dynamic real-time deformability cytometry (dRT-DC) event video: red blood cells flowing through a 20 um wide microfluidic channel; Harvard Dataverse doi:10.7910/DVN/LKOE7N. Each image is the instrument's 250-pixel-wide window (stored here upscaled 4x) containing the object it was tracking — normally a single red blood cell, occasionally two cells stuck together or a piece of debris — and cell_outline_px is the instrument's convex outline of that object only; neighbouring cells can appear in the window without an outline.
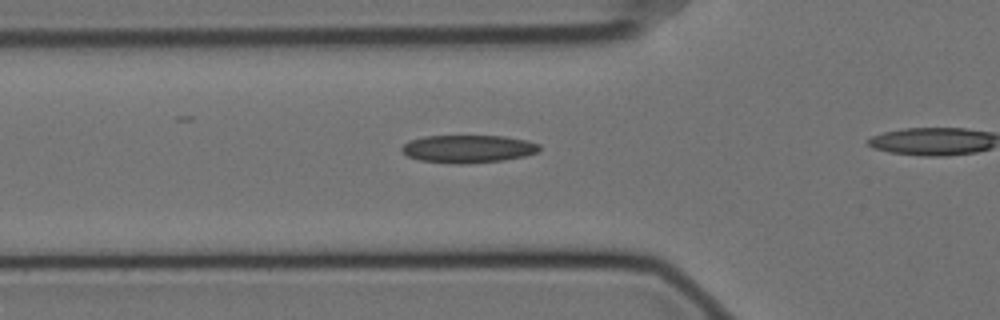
{"species": "Egyptian fruit bat (a non-hibernating species)", "species_latin": "Rousettus aegyptiacus", "temperature_condition": "cold", "stored_images_in_passage": 17, "camera_frame_rate_fps": 3000, "um_per_image_px": 0.085, "animal": {"sex": "female"}, "frame": {"image": 1, "passage_image": 8, "time_ms": 2.333, "image_size_px": [1000, 320], "cell_outline_px": [[540, 152], [524, 156], [504, 160], [460, 164], [456, 164], [420, 160], [408, 156], [400, 148], [408, 140], [424, 136], [504, 136], [524, 140], [540, 144]], "centroid_in_image_um": [39.79, 12.65], "position_along_channel_um": 86.0, "area_um2": 22.25}}
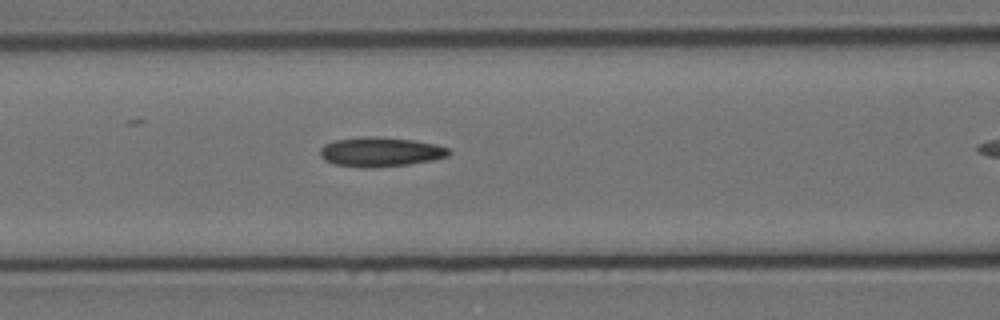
{"frame": {"image": 2, "passage_image": 12, "time_ms": 3.667, "image_size_px": [1000, 320], "cell_outline_px": [[452, 152], [448, 156], [432, 160], [408, 164], [372, 168], [364, 168], [336, 164], [324, 160], [320, 156], [320, 148], [324, 144], [336, 140], [368, 136], [376, 136], [412, 140], [436, 144], [448, 148]], "centroid_in_image_um": [32.34, 12.91], "position_along_channel_um": 134.3, "area_um2": 22.08}}
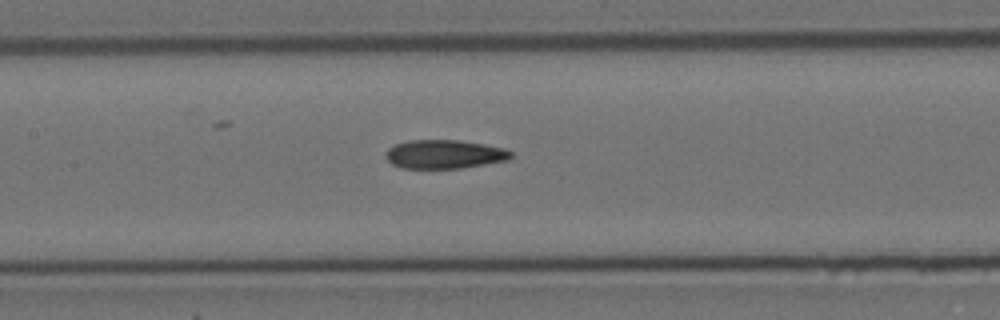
{"frame": {"image": 3, "passage_image": 15, "time_ms": 4.667, "image_size_px": [1000, 320], "cell_outline_px": [[512, 156], [508, 160], [460, 168], [400, 168], [392, 164], [384, 156], [388, 148], [396, 144], [408, 140], [460, 140], [484, 144], [504, 148], [512, 152]], "centroid_in_image_um": [37.75, 13.1], "position_along_channel_um": 169.6, "area_um2": 20.98}}